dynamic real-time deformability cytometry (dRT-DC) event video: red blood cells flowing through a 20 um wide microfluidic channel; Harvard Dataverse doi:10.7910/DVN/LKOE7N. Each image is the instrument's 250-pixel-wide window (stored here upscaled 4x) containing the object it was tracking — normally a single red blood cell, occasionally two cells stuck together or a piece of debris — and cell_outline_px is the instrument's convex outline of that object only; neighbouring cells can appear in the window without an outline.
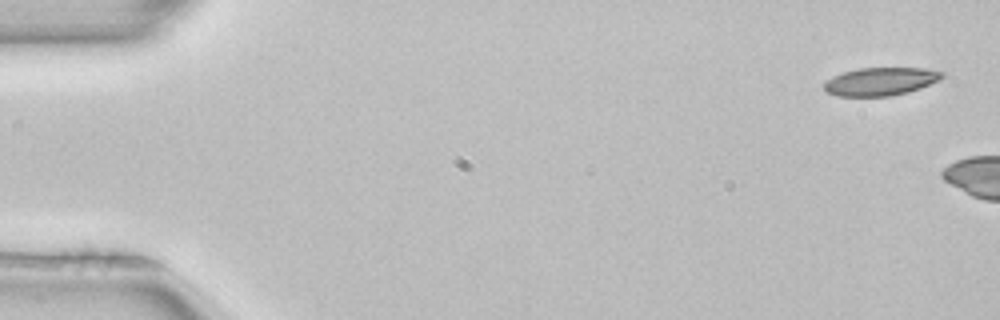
{"species": "common noctule bat (a hibernating species)", "species_latin": "Nyctalus noctula", "temperature_condition": "room temperature", "stored_images_in_passage": 5, "camera_frame_rate_fps": 3000, "um_per_image_px": 0.085, "animal": {"sex": "female", "body_mass_g": 22.7, "forearm_length_mm": 54.2}, "frame": {"image": 1, "passage_image": 1, "time_ms": 0.0, "image_size_px": [1000, 320], "cell_outline_px": [[944, 76], [940, 80], [920, 88], [908, 92], [888, 96], [836, 96], [824, 92], [824, 84], [832, 76], [844, 72], [860, 68], [924, 68], [944, 72]], "centroid_in_image_um": [74.84, 6.93], "position_along_channel_um": 10.2, "area_um2": 19.31}}